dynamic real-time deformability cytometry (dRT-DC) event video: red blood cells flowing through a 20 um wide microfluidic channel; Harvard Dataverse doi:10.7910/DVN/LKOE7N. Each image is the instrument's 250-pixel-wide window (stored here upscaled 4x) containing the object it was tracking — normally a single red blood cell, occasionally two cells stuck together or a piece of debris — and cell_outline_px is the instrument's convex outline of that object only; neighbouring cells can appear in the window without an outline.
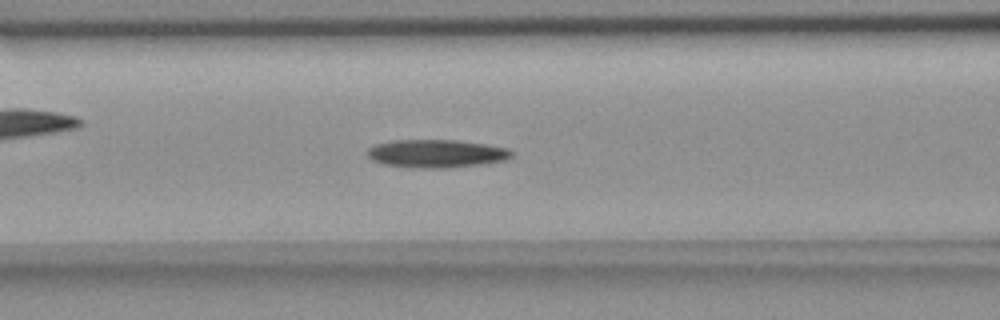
{"species": "common noctule bat (a hibernating species)", "species_latin": "Nyctalus noctula", "temperature_condition": "room temperature", "stored_images_in_passage": 56, "camera_frame_rate_fps": 3000, "um_per_image_px": 0.085, "animal": {"sex": "female", "body_mass_g": 18.4}, "frame": {"image": 1, "passage_image": 22, "time_ms": 7.0, "image_size_px": [1000, 320], "cell_outline_px": [[512, 156], [508, 160], [484, 164], [448, 168], [408, 168], [380, 164], [372, 160], [368, 156], [368, 148], [376, 144], [392, 140], [456, 140], [484, 144], [508, 148], [512, 152]], "centroid_in_image_um": [37.08, 13.07], "position_along_channel_um": 129.5, "area_um2": 23.93}}
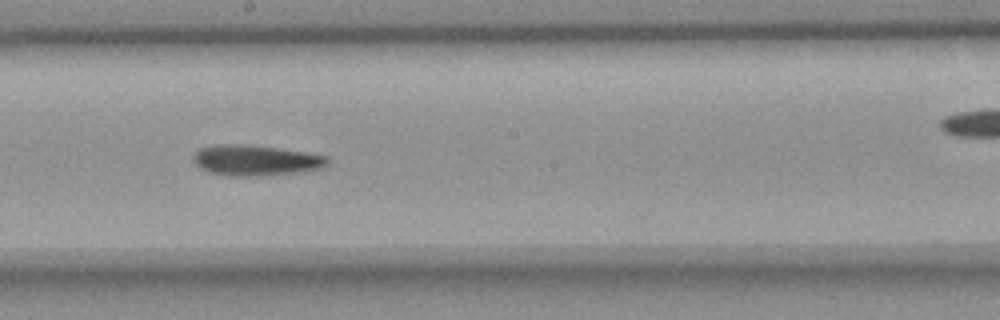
{"frame": {"image": 2, "passage_image": 30, "time_ms": 9.667, "image_size_px": [1000, 320], "cell_outline_px": [[328, 164], [320, 168], [304, 172], [260, 176], [228, 176], [208, 172], [200, 168], [192, 160], [192, 156], [200, 148], [216, 144], [240, 144], [276, 148], [304, 152], [328, 156]], "centroid_in_image_um": [21.71, 13.64], "position_along_channel_um": 226.5, "area_um2": 24.04}}
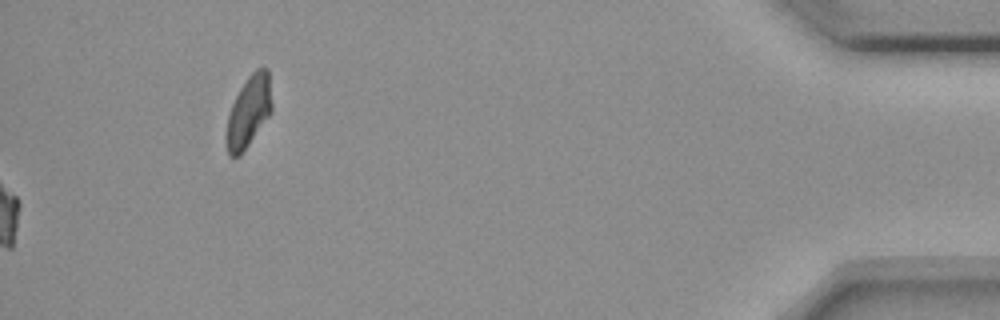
{"frame": {"image": 3, "passage_image": 56, "time_ms": 18.333, "image_size_px": [1000, 320], "cell_outline_px": [[272, 112], [240, 156], [228, 156], [224, 140], [228, 116], [232, 104], [240, 88], [248, 76], [256, 68], [268, 68], [272, 104]], "centroid_in_image_um": [21.12, 9.51], "position_along_channel_um": 414.1, "area_um2": 19.07}}